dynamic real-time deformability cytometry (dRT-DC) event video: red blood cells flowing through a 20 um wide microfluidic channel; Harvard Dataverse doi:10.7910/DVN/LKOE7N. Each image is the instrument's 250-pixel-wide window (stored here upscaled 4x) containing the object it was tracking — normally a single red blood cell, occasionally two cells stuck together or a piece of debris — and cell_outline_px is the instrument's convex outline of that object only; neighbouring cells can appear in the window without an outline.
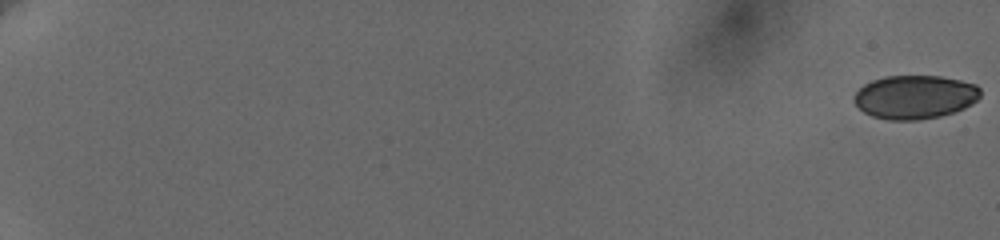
{"species": "human", "species_latin": "Homo sapiens", "temperature_condition": "cold", "stored_images_in_passage": 61, "camera_frame_rate_fps": 3000, "um_per_image_px": 0.085, "donor": {"sex": "female"}, "frame": {"image": 1, "passage_image": 1, "time_ms": 0.0, "image_size_px": [1000, 240], "cell_outline_px": [[980, 96], [972, 104], [964, 108], [940, 116], [920, 120], [888, 120], [872, 116], [864, 112], [852, 100], [856, 92], [864, 84], [872, 80], [884, 76], [940, 76], [960, 80], [976, 84], [980, 88]], "centroid_in_image_um": [77.76, 8.24], "position_along_channel_um": 7.2, "area_um2": 32.19}}
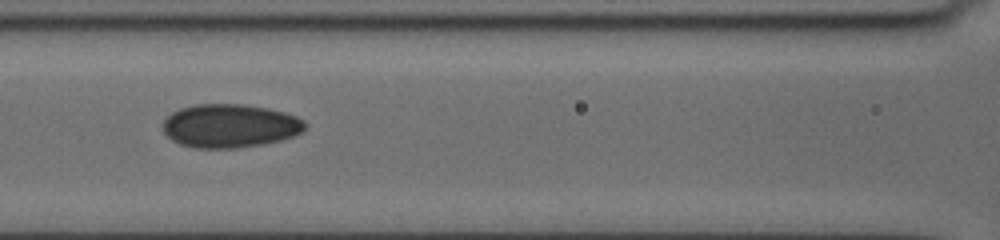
{"frame": {"image": 2, "passage_image": 32, "time_ms": 10.333, "image_size_px": [1000, 240], "cell_outline_px": [[304, 128], [300, 132], [292, 136], [280, 140], [264, 144], [236, 148], [192, 148], [180, 144], [172, 140], [164, 132], [164, 120], [172, 112], [180, 108], [196, 104], [244, 104], [268, 108], [284, 112], [296, 116], [304, 120]], "centroid_in_image_um": [19.52, 10.69], "position_along_channel_um": 147.1, "area_um2": 36.01}}
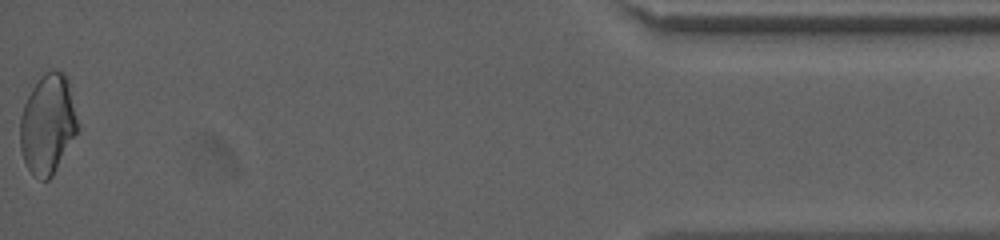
{"frame": {"image": 3, "passage_image": 61, "time_ms": 20.0, "image_size_px": [1000, 240], "cell_outline_px": [[80, 128], [52, 176], [48, 180], [40, 180], [28, 168], [24, 160], [20, 148], [20, 116], [24, 104], [32, 88], [44, 72], [52, 68], [64, 72], [68, 76]], "centroid_in_image_um": [4.08, 10.51], "position_along_channel_um": 431.1, "area_um2": 33.81}, "authors_computed_cell_mechanics": {"area_um2": 33.813, "velocity_mm_per_s": 3.6507, "shape_relaxation_time_tau1_ms": null, "shape_relaxation_time_tau2_ms": 3.24, "deformation_change_tau1": null, "deformation_change_tau2": 0.0628}}